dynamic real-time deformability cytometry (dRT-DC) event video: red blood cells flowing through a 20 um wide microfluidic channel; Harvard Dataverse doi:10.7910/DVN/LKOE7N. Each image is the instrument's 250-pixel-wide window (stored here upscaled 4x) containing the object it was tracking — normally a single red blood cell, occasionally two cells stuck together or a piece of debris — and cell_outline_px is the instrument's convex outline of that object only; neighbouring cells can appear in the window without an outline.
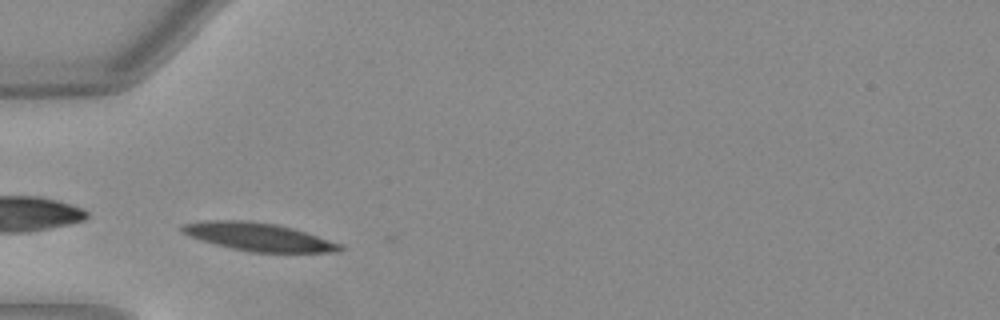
{"species": "Egyptian fruit bat (a non-hibernating species)", "species_latin": "Rousettus aegyptiacus", "temperature_condition": "warm", "stored_images_in_passage": 32, "camera_frame_rate_fps": 3000, "um_per_image_px": 0.085, "animal": {"sex": "female"}, "frame": {"image": 1, "passage_image": 1, "time_ms": 0.0, "image_size_px": [1000, 320], "cell_outline_px": [[344, 248], [340, 252], [248, 252], [200, 240], [188, 236], [180, 232], [180, 228], [184, 224], [208, 220], [248, 220], [276, 224], [292, 228], [340, 244]], "centroid_in_image_um": [21.92, 20.13], "position_along_channel_um": 63.1, "area_um2": 25.61}}
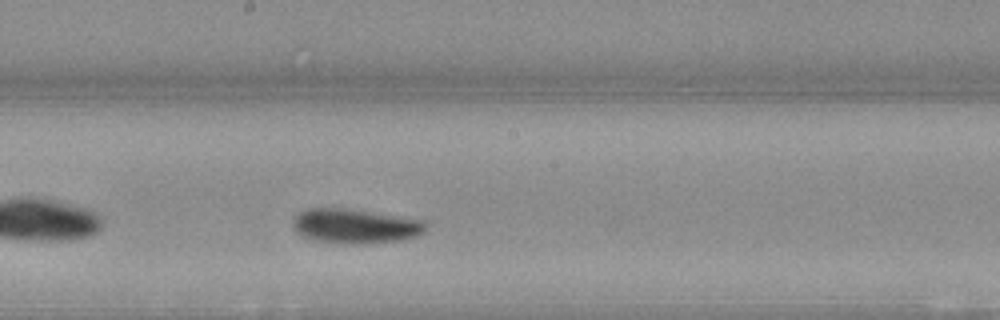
{"frame": {"image": 2, "passage_image": 13, "time_ms": 4.0, "image_size_px": [1000, 320], "cell_outline_px": [[428, 224], [424, 232], [416, 236], [404, 240], [364, 244], [340, 244], [316, 240], [300, 236], [292, 228], [292, 220], [300, 212], [308, 208], [336, 208], [368, 212], [420, 220]], "centroid_in_image_um": [30.14, 19.25], "position_along_channel_um": 218.1, "area_um2": 26.65}}
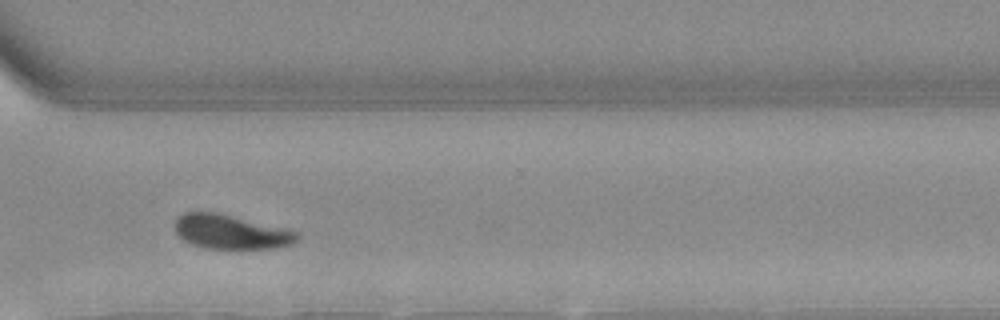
{"frame": {"image": 3, "passage_image": 23, "time_ms": 7.333, "image_size_px": [1000, 320], "cell_outline_px": [[300, 236], [292, 244], [276, 248], [236, 252], [204, 248], [192, 244], [176, 236], [176, 220], [184, 212], [212, 212], [296, 232]], "centroid_in_image_um": [19.59, 19.8], "position_along_channel_um": 351.0, "area_um2": 24.57}, "authors_computed_cell_mechanics": {"area_um2": 25.7499, "velocity_mm_per_s": 3.9847, "shape_relaxation_time_tau1_ms": 3.462, "shape_relaxation_time_tau2_ms": 2.9764, "deformation_change_tau1": 0.1545, "deformation_change_tau2": 0.081}}